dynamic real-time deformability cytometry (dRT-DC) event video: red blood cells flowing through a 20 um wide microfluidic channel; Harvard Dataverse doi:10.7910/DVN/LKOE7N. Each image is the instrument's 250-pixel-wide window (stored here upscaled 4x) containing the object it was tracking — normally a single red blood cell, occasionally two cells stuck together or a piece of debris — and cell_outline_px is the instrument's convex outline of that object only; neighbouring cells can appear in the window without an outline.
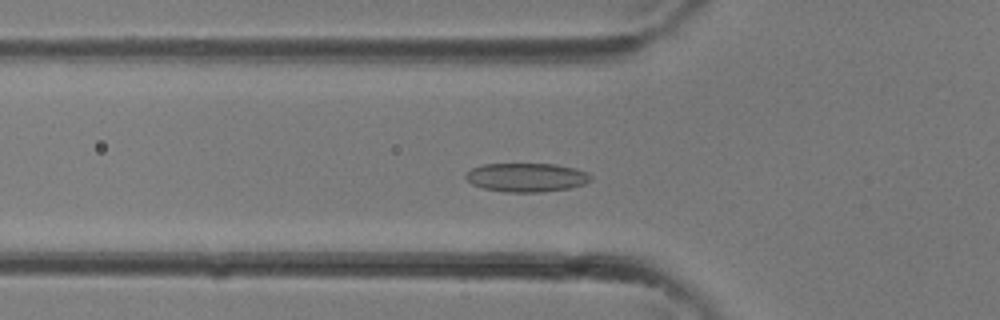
{"species": "common noctule bat (a hibernating species)", "species_latin": "Nyctalus noctula", "temperature_condition": "room temperature", "stored_images_in_passage": 35, "camera_frame_rate_fps": 3000, "um_per_image_px": 0.085, "animal": {"sex": "female"}, "frame": {"image": 1, "passage_image": 12, "time_ms": 3.667, "image_size_px": [1000, 320], "cell_outline_px": [[592, 180], [584, 184], [568, 188], [540, 192], [508, 192], [484, 188], [472, 184], [464, 176], [472, 168], [484, 164], [556, 164], [588, 172], [592, 176]], "centroid_in_image_um": [44.77, 15.07], "position_along_channel_um": 81.0, "area_um2": 20.81}}
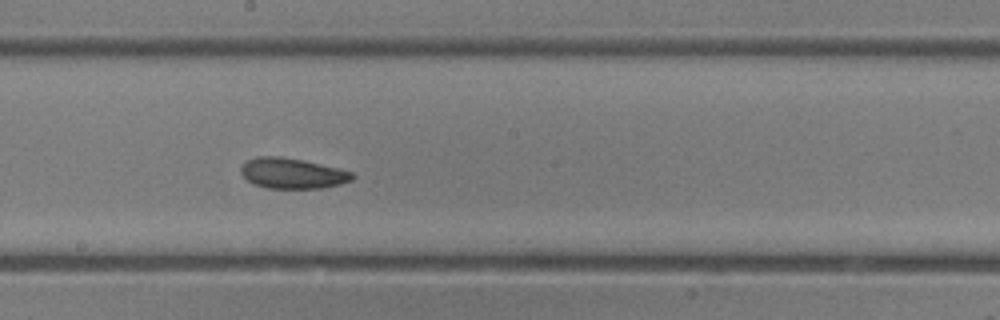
{"frame": {"image": 2, "passage_image": 19, "time_ms": 6.0, "image_size_px": [1000, 320], "cell_outline_px": [[352, 180], [340, 184], [324, 188], [264, 188], [248, 180], [240, 172], [240, 168], [248, 160], [256, 156], [280, 156], [304, 160], [352, 172]], "centroid_in_image_um": [24.83, 14.73], "position_along_channel_um": 223.4, "area_um2": 19.59}}
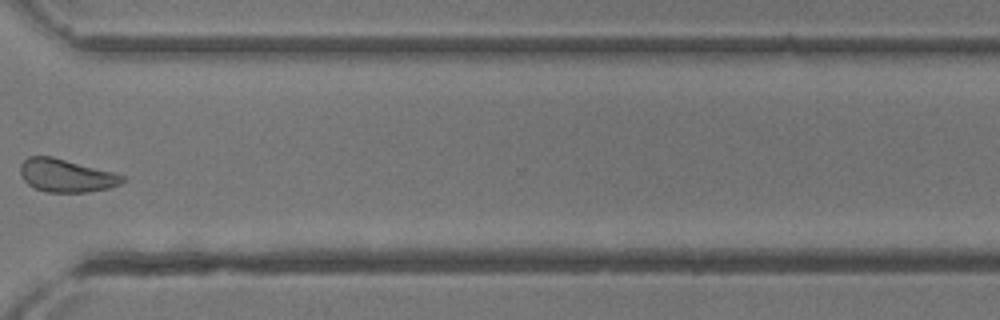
{"frame": {"image": 3, "passage_image": 26, "time_ms": 8.333, "image_size_px": [1000, 320], "cell_outline_px": [[128, 180], [120, 184], [108, 188], [88, 192], [48, 192], [36, 188], [28, 184], [20, 176], [20, 164], [28, 156], [52, 156], [112, 172], [124, 176]], "centroid_in_image_um": [5.62, 14.92], "position_along_channel_um": 365.0, "area_um2": 19.59}}